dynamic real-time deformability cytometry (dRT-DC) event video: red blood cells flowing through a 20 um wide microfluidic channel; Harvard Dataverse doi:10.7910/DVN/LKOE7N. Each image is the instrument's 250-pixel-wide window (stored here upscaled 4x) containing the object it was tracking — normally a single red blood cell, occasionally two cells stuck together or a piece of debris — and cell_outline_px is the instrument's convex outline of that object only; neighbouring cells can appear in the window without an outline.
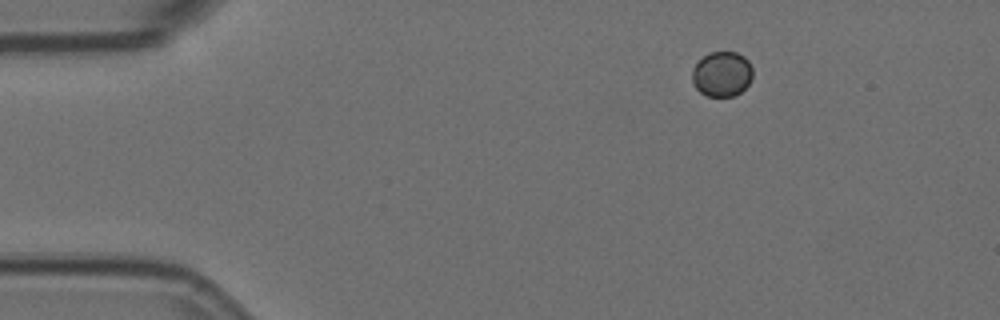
{"species": "Egyptian fruit bat (a non-hibernating species)", "species_latin": "Rousettus aegyptiacus", "temperature_condition": "room temperature", "stored_images_in_passage": 3, "camera_frame_rate_fps": 3000, "um_per_image_px": 0.085, "animal": {"sex": "female"}, "frame": {"image": 1, "passage_image": 1, "time_ms": 0.0, "image_size_px": [1000, 320], "cell_outline_px": [[752, 76], [748, 84], [740, 92], [732, 96], [708, 96], [700, 92], [696, 88], [692, 80], [692, 68], [708, 52], [736, 52], [744, 56], [748, 60], [752, 68]], "centroid_in_image_um": [61.36, 6.28], "position_along_channel_um": 23.6, "area_um2": 15.84}}